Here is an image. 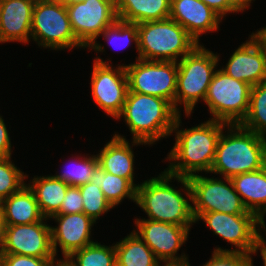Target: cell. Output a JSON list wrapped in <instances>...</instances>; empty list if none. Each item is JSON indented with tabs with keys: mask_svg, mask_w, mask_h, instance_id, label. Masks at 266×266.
I'll list each match as a JSON object with an SVG mask.
<instances>
[{
	"mask_svg": "<svg viewBox=\"0 0 266 266\" xmlns=\"http://www.w3.org/2000/svg\"><path fill=\"white\" fill-rule=\"evenodd\" d=\"M249 38L233 52L221 69L230 77L253 87L266 81V44L257 32Z\"/></svg>",
	"mask_w": 266,
	"mask_h": 266,
	"instance_id": "obj_16",
	"label": "cell"
},
{
	"mask_svg": "<svg viewBox=\"0 0 266 266\" xmlns=\"http://www.w3.org/2000/svg\"><path fill=\"white\" fill-rule=\"evenodd\" d=\"M135 220L137 231L134 230V232L153 251L158 260L188 259L184 253L181 256L177 255L180 247L185 244L188 238L189 229L187 227L145 218Z\"/></svg>",
	"mask_w": 266,
	"mask_h": 266,
	"instance_id": "obj_14",
	"label": "cell"
},
{
	"mask_svg": "<svg viewBox=\"0 0 266 266\" xmlns=\"http://www.w3.org/2000/svg\"><path fill=\"white\" fill-rule=\"evenodd\" d=\"M260 250V254L262 256L263 259V265L266 266V241L265 239L256 247V249L254 250V252L252 253V255Z\"/></svg>",
	"mask_w": 266,
	"mask_h": 266,
	"instance_id": "obj_40",
	"label": "cell"
},
{
	"mask_svg": "<svg viewBox=\"0 0 266 266\" xmlns=\"http://www.w3.org/2000/svg\"><path fill=\"white\" fill-rule=\"evenodd\" d=\"M10 159L11 156L0 158V202L18 192L26 184L25 178H28Z\"/></svg>",
	"mask_w": 266,
	"mask_h": 266,
	"instance_id": "obj_31",
	"label": "cell"
},
{
	"mask_svg": "<svg viewBox=\"0 0 266 266\" xmlns=\"http://www.w3.org/2000/svg\"><path fill=\"white\" fill-rule=\"evenodd\" d=\"M219 56L199 44L191 53L177 62L175 110L180 114L178 103L184 104L185 114L193 113L197 102L204 101L209 84L218 65Z\"/></svg>",
	"mask_w": 266,
	"mask_h": 266,
	"instance_id": "obj_6",
	"label": "cell"
},
{
	"mask_svg": "<svg viewBox=\"0 0 266 266\" xmlns=\"http://www.w3.org/2000/svg\"><path fill=\"white\" fill-rule=\"evenodd\" d=\"M204 4L210 7L221 18L228 13V0H201Z\"/></svg>",
	"mask_w": 266,
	"mask_h": 266,
	"instance_id": "obj_37",
	"label": "cell"
},
{
	"mask_svg": "<svg viewBox=\"0 0 266 266\" xmlns=\"http://www.w3.org/2000/svg\"><path fill=\"white\" fill-rule=\"evenodd\" d=\"M195 222L203 220L215 235L237 247L222 249L217 247L214 251H237L252 254L256 247L264 240L260 230L266 232L265 223L255 214H226L220 212L193 213ZM261 228V229H260Z\"/></svg>",
	"mask_w": 266,
	"mask_h": 266,
	"instance_id": "obj_10",
	"label": "cell"
},
{
	"mask_svg": "<svg viewBox=\"0 0 266 266\" xmlns=\"http://www.w3.org/2000/svg\"><path fill=\"white\" fill-rule=\"evenodd\" d=\"M169 18L179 23L196 41L219 29L222 18L201 0H171Z\"/></svg>",
	"mask_w": 266,
	"mask_h": 266,
	"instance_id": "obj_18",
	"label": "cell"
},
{
	"mask_svg": "<svg viewBox=\"0 0 266 266\" xmlns=\"http://www.w3.org/2000/svg\"><path fill=\"white\" fill-rule=\"evenodd\" d=\"M173 178L174 175L164 170L158 177L145 180L137 187L136 204L148 215L149 220L172 223L190 230L191 225L196 223L193 205L180 189L170 186Z\"/></svg>",
	"mask_w": 266,
	"mask_h": 266,
	"instance_id": "obj_4",
	"label": "cell"
},
{
	"mask_svg": "<svg viewBox=\"0 0 266 266\" xmlns=\"http://www.w3.org/2000/svg\"><path fill=\"white\" fill-rule=\"evenodd\" d=\"M0 211L5 225L31 224L42 221L34 192L25 184L18 192L0 202Z\"/></svg>",
	"mask_w": 266,
	"mask_h": 266,
	"instance_id": "obj_22",
	"label": "cell"
},
{
	"mask_svg": "<svg viewBox=\"0 0 266 266\" xmlns=\"http://www.w3.org/2000/svg\"><path fill=\"white\" fill-rule=\"evenodd\" d=\"M179 113L165 99L127 92L121 114L131 134L133 146L151 145L172 134L173 125Z\"/></svg>",
	"mask_w": 266,
	"mask_h": 266,
	"instance_id": "obj_3",
	"label": "cell"
},
{
	"mask_svg": "<svg viewBox=\"0 0 266 266\" xmlns=\"http://www.w3.org/2000/svg\"><path fill=\"white\" fill-rule=\"evenodd\" d=\"M50 218L58 222L57 227H51V243L55 257L57 246L61 248L66 259L73 252L94 243L90 236L95 221L85 213L55 214Z\"/></svg>",
	"mask_w": 266,
	"mask_h": 266,
	"instance_id": "obj_17",
	"label": "cell"
},
{
	"mask_svg": "<svg viewBox=\"0 0 266 266\" xmlns=\"http://www.w3.org/2000/svg\"><path fill=\"white\" fill-rule=\"evenodd\" d=\"M56 258H38L19 254H6L5 266H51Z\"/></svg>",
	"mask_w": 266,
	"mask_h": 266,
	"instance_id": "obj_35",
	"label": "cell"
},
{
	"mask_svg": "<svg viewBox=\"0 0 266 266\" xmlns=\"http://www.w3.org/2000/svg\"><path fill=\"white\" fill-rule=\"evenodd\" d=\"M254 0H228V13L242 12L250 6Z\"/></svg>",
	"mask_w": 266,
	"mask_h": 266,
	"instance_id": "obj_38",
	"label": "cell"
},
{
	"mask_svg": "<svg viewBox=\"0 0 266 266\" xmlns=\"http://www.w3.org/2000/svg\"><path fill=\"white\" fill-rule=\"evenodd\" d=\"M65 6L77 40L96 53L104 52L96 39L118 20L115 0H84Z\"/></svg>",
	"mask_w": 266,
	"mask_h": 266,
	"instance_id": "obj_11",
	"label": "cell"
},
{
	"mask_svg": "<svg viewBox=\"0 0 266 266\" xmlns=\"http://www.w3.org/2000/svg\"><path fill=\"white\" fill-rule=\"evenodd\" d=\"M160 262H163L164 265L162 266H190L188 259L183 260H164V261H158L155 266H161Z\"/></svg>",
	"mask_w": 266,
	"mask_h": 266,
	"instance_id": "obj_39",
	"label": "cell"
},
{
	"mask_svg": "<svg viewBox=\"0 0 266 266\" xmlns=\"http://www.w3.org/2000/svg\"><path fill=\"white\" fill-rule=\"evenodd\" d=\"M114 246L116 266H155L159 261L134 230Z\"/></svg>",
	"mask_w": 266,
	"mask_h": 266,
	"instance_id": "obj_25",
	"label": "cell"
},
{
	"mask_svg": "<svg viewBox=\"0 0 266 266\" xmlns=\"http://www.w3.org/2000/svg\"><path fill=\"white\" fill-rule=\"evenodd\" d=\"M66 260L71 266H116L115 246L94 242L73 252Z\"/></svg>",
	"mask_w": 266,
	"mask_h": 266,
	"instance_id": "obj_28",
	"label": "cell"
},
{
	"mask_svg": "<svg viewBox=\"0 0 266 266\" xmlns=\"http://www.w3.org/2000/svg\"><path fill=\"white\" fill-rule=\"evenodd\" d=\"M51 266H71V264L66 260L63 259L62 260H58L51 265Z\"/></svg>",
	"mask_w": 266,
	"mask_h": 266,
	"instance_id": "obj_42",
	"label": "cell"
},
{
	"mask_svg": "<svg viewBox=\"0 0 266 266\" xmlns=\"http://www.w3.org/2000/svg\"><path fill=\"white\" fill-rule=\"evenodd\" d=\"M83 198V213L91 217L95 222L102 214L113 209L111 204L106 200L101 187L88 182L78 186Z\"/></svg>",
	"mask_w": 266,
	"mask_h": 266,
	"instance_id": "obj_30",
	"label": "cell"
},
{
	"mask_svg": "<svg viewBox=\"0 0 266 266\" xmlns=\"http://www.w3.org/2000/svg\"><path fill=\"white\" fill-rule=\"evenodd\" d=\"M171 0H115L119 20L140 24L169 18Z\"/></svg>",
	"mask_w": 266,
	"mask_h": 266,
	"instance_id": "obj_23",
	"label": "cell"
},
{
	"mask_svg": "<svg viewBox=\"0 0 266 266\" xmlns=\"http://www.w3.org/2000/svg\"><path fill=\"white\" fill-rule=\"evenodd\" d=\"M240 125L266 137V81L251 88L248 112Z\"/></svg>",
	"mask_w": 266,
	"mask_h": 266,
	"instance_id": "obj_27",
	"label": "cell"
},
{
	"mask_svg": "<svg viewBox=\"0 0 266 266\" xmlns=\"http://www.w3.org/2000/svg\"><path fill=\"white\" fill-rule=\"evenodd\" d=\"M180 116L173 125L176 141L167 155L171 163L165 171L178 177H190L202 171L210 173L219 137L228 124L209 119L201 125L179 130Z\"/></svg>",
	"mask_w": 266,
	"mask_h": 266,
	"instance_id": "obj_1",
	"label": "cell"
},
{
	"mask_svg": "<svg viewBox=\"0 0 266 266\" xmlns=\"http://www.w3.org/2000/svg\"><path fill=\"white\" fill-rule=\"evenodd\" d=\"M4 233H5V223L2 217V213L0 211V246H3Z\"/></svg>",
	"mask_w": 266,
	"mask_h": 266,
	"instance_id": "obj_41",
	"label": "cell"
},
{
	"mask_svg": "<svg viewBox=\"0 0 266 266\" xmlns=\"http://www.w3.org/2000/svg\"><path fill=\"white\" fill-rule=\"evenodd\" d=\"M105 40L112 44L115 49H123L130 45L131 41L135 42L138 51V31L137 24L117 20L113 25L107 27L101 34Z\"/></svg>",
	"mask_w": 266,
	"mask_h": 266,
	"instance_id": "obj_32",
	"label": "cell"
},
{
	"mask_svg": "<svg viewBox=\"0 0 266 266\" xmlns=\"http://www.w3.org/2000/svg\"><path fill=\"white\" fill-rule=\"evenodd\" d=\"M231 181L246 209L265 223L266 166L257 171L234 176Z\"/></svg>",
	"mask_w": 266,
	"mask_h": 266,
	"instance_id": "obj_21",
	"label": "cell"
},
{
	"mask_svg": "<svg viewBox=\"0 0 266 266\" xmlns=\"http://www.w3.org/2000/svg\"><path fill=\"white\" fill-rule=\"evenodd\" d=\"M59 1H61L65 5H69L77 2H83L84 0H59Z\"/></svg>",
	"mask_w": 266,
	"mask_h": 266,
	"instance_id": "obj_45",
	"label": "cell"
},
{
	"mask_svg": "<svg viewBox=\"0 0 266 266\" xmlns=\"http://www.w3.org/2000/svg\"><path fill=\"white\" fill-rule=\"evenodd\" d=\"M97 158L104 171L126 178L136 189L140 185L134 184V154L124 136L115 133L97 154Z\"/></svg>",
	"mask_w": 266,
	"mask_h": 266,
	"instance_id": "obj_20",
	"label": "cell"
},
{
	"mask_svg": "<svg viewBox=\"0 0 266 266\" xmlns=\"http://www.w3.org/2000/svg\"><path fill=\"white\" fill-rule=\"evenodd\" d=\"M174 179L182 184V191L194 205L192 213L254 214L246 209L229 178L225 177L224 182L223 179L195 174L190 177L174 176Z\"/></svg>",
	"mask_w": 266,
	"mask_h": 266,
	"instance_id": "obj_7",
	"label": "cell"
},
{
	"mask_svg": "<svg viewBox=\"0 0 266 266\" xmlns=\"http://www.w3.org/2000/svg\"><path fill=\"white\" fill-rule=\"evenodd\" d=\"M73 164L70 165L71 167L67 165L69 168H65L66 171L64 169L61 174H56L53 177L62 180L69 186H80L91 181L93 171L99 165L97 155H91L88 158L77 157Z\"/></svg>",
	"mask_w": 266,
	"mask_h": 266,
	"instance_id": "obj_29",
	"label": "cell"
},
{
	"mask_svg": "<svg viewBox=\"0 0 266 266\" xmlns=\"http://www.w3.org/2000/svg\"><path fill=\"white\" fill-rule=\"evenodd\" d=\"M221 133L210 173L231 179L242 173L257 171L266 165V137L243 128L228 125ZM230 133V134H229Z\"/></svg>",
	"mask_w": 266,
	"mask_h": 266,
	"instance_id": "obj_2",
	"label": "cell"
},
{
	"mask_svg": "<svg viewBox=\"0 0 266 266\" xmlns=\"http://www.w3.org/2000/svg\"><path fill=\"white\" fill-rule=\"evenodd\" d=\"M44 220L21 225H5L3 250L6 254H19L38 258H56L51 243V226Z\"/></svg>",
	"mask_w": 266,
	"mask_h": 266,
	"instance_id": "obj_15",
	"label": "cell"
},
{
	"mask_svg": "<svg viewBox=\"0 0 266 266\" xmlns=\"http://www.w3.org/2000/svg\"><path fill=\"white\" fill-rule=\"evenodd\" d=\"M31 38L44 48L65 50L85 48L76 38L65 4L59 0H36Z\"/></svg>",
	"mask_w": 266,
	"mask_h": 266,
	"instance_id": "obj_8",
	"label": "cell"
},
{
	"mask_svg": "<svg viewBox=\"0 0 266 266\" xmlns=\"http://www.w3.org/2000/svg\"><path fill=\"white\" fill-rule=\"evenodd\" d=\"M30 183L27 185L34 192L41 214L50 219L60 210L69 185L53 175L34 176Z\"/></svg>",
	"mask_w": 266,
	"mask_h": 266,
	"instance_id": "obj_24",
	"label": "cell"
},
{
	"mask_svg": "<svg viewBox=\"0 0 266 266\" xmlns=\"http://www.w3.org/2000/svg\"><path fill=\"white\" fill-rule=\"evenodd\" d=\"M257 33L259 34V36L262 38V40L266 44V27L261 28L259 31L257 30Z\"/></svg>",
	"mask_w": 266,
	"mask_h": 266,
	"instance_id": "obj_44",
	"label": "cell"
},
{
	"mask_svg": "<svg viewBox=\"0 0 266 266\" xmlns=\"http://www.w3.org/2000/svg\"><path fill=\"white\" fill-rule=\"evenodd\" d=\"M90 182L101 187L106 200L113 208L126 197L136 203L137 189L126 178L112 175L100 165L94 169Z\"/></svg>",
	"mask_w": 266,
	"mask_h": 266,
	"instance_id": "obj_26",
	"label": "cell"
},
{
	"mask_svg": "<svg viewBox=\"0 0 266 266\" xmlns=\"http://www.w3.org/2000/svg\"><path fill=\"white\" fill-rule=\"evenodd\" d=\"M203 266H253L252 254L237 251H213Z\"/></svg>",
	"mask_w": 266,
	"mask_h": 266,
	"instance_id": "obj_33",
	"label": "cell"
},
{
	"mask_svg": "<svg viewBox=\"0 0 266 266\" xmlns=\"http://www.w3.org/2000/svg\"><path fill=\"white\" fill-rule=\"evenodd\" d=\"M36 0H0V43H28Z\"/></svg>",
	"mask_w": 266,
	"mask_h": 266,
	"instance_id": "obj_19",
	"label": "cell"
},
{
	"mask_svg": "<svg viewBox=\"0 0 266 266\" xmlns=\"http://www.w3.org/2000/svg\"><path fill=\"white\" fill-rule=\"evenodd\" d=\"M10 136L4 123V119L0 116V158L11 156Z\"/></svg>",
	"mask_w": 266,
	"mask_h": 266,
	"instance_id": "obj_36",
	"label": "cell"
},
{
	"mask_svg": "<svg viewBox=\"0 0 266 266\" xmlns=\"http://www.w3.org/2000/svg\"><path fill=\"white\" fill-rule=\"evenodd\" d=\"M91 74V92L96 105L113 118L121 114L128 92V80L124 65L114 69L97 57Z\"/></svg>",
	"mask_w": 266,
	"mask_h": 266,
	"instance_id": "obj_13",
	"label": "cell"
},
{
	"mask_svg": "<svg viewBox=\"0 0 266 266\" xmlns=\"http://www.w3.org/2000/svg\"><path fill=\"white\" fill-rule=\"evenodd\" d=\"M251 88L222 69L216 70L204 99L213 116L211 120L228 125L241 124L248 112Z\"/></svg>",
	"mask_w": 266,
	"mask_h": 266,
	"instance_id": "obj_9",
	"label": "cell"
},
{
	"mask_svg": "<svg viewBox=\"0 0 266 266\" xmlns=\"http://www.w3.org/2000/svg\"><path fill=\"white\" fill-rule=\"evenodd\" d=\"M5 257L6 253L3 250V247L0 246V266H5Z\"/></svg>",
	"mask_w": 266,
	"mask_h": 266,
	"instance_id": "obj_43",
	"label": "cell"
},
{
	"mask_svg": "<svg viewBox=\"0 0 266 266\" xmlns=\"http://www.w3.org/2000/svg\"><path fill=\"white\" fill-rule=\"evenodd\" d=\"M83 198L78 186H68L60 210L56 214L83 213Z\"/></svg>",
	"mask_w": 266,
	"mask_h": 266,
	"instance_id": "obj_34",
	"label": "cell"
},
{
	"mask_svg": "<svg viewBox=\"0 0 266 266\" xmlns=\"http://www.w3.org/2000/svg\"><path fill=\"white\" fill-rule=\"evenodd\" d=\"M137 31L136 59L178 62L199 45L179 23L170 18L137 24Z\"/></svg>",
	"mask_w": 266,
	"mask_h": 266,
	"instance_id": "obj_5",
	"label": "cell"
},
{
	"mask_svg": "<svg viewBox=\"0 0 266 266\" xmlns=\"http://www.w3.org/2000/svg\"><path fill=\"white\" fill-rule=\"evenodd\" d=\"M128 91L152 95L167 100L175 109L177 62L136 59L124 65Z\"/></svg>",
	"mask_w": 266,
	"mask_h": 266,
	"instance_id": "obj_12",
	"label": "cell"
}]
</instances>
